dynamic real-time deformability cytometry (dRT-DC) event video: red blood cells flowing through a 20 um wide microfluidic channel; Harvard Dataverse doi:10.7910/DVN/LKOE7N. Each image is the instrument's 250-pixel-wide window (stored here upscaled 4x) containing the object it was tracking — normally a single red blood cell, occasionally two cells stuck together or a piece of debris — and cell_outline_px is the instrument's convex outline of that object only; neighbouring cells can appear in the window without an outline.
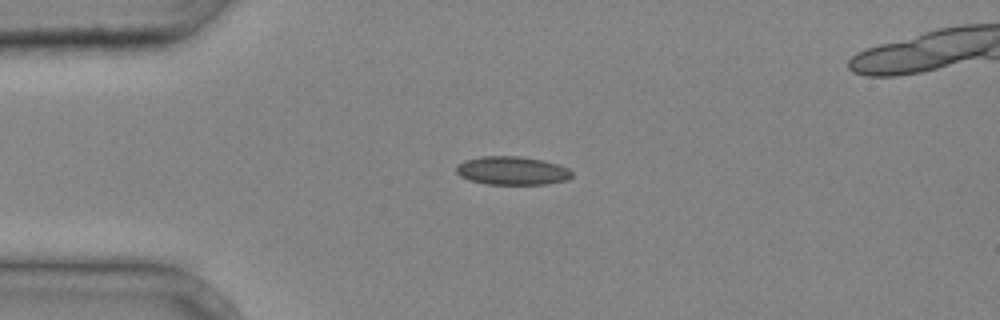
{"species": "common noctule bat (a hibernating species)", "species_latin": "Nyctalus noctula", "temperature_condition": "cold", "stored_images_in_passage": 3, "camera_frame_rate_fps": 3000, "um_per_image_px": 0.085, "animal": {"sex": "male", "body_mass_g": 20.4}, "frame": {"image": 1, "passage_image": 2, "time_ms": 0.333, "image_size_px": [1000, 320], "cell_outline_px": [[572, 176], [568, 180], [544, 184], [488, 184], [468, 180], [460, 176], [456, 172], [456, 164], [464, 160], [480, 156], [520, 156], [544, 160], [560, 164], [568, 168], [572, 172]], "centroid_in_image_um": [43.52, 14.5], "position_along_channel_um": 41.5, "area_um2": 19.42}}